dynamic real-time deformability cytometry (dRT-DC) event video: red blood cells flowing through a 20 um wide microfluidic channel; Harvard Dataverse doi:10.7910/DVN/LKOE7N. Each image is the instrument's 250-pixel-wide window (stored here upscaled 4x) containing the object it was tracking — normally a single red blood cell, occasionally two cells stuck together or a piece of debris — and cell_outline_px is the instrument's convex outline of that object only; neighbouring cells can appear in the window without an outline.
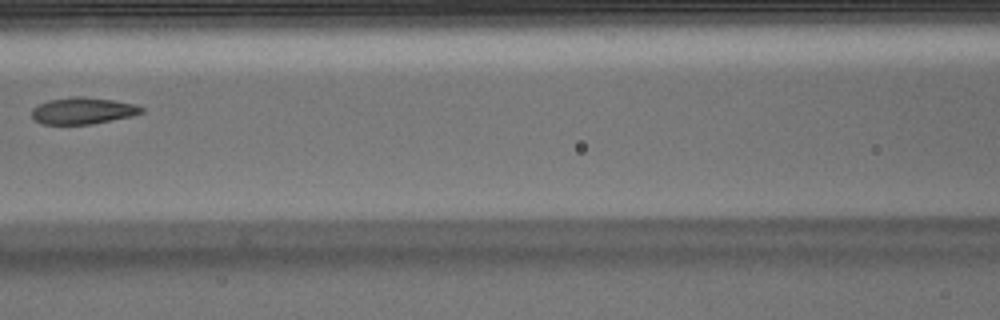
{"species": "Egyptian fruit bat (a non-hibernating species)", "species_latin": "Rousettus aegyptiacus", "temperature_condition": "warm", "stored_images_in_passage": 6, "camera_frame_rate_fps": 3000, "um_per_image_px": 0.085, "animal": {"sex": "male"}, "frame": {"image": 1, "passage_image": 6, "time_ms": 1.667, "image_size_px": [1000, 320], "cell_outline_px": [[144, 112], [132, 116], [92, 124], [40, 124], [32, 120], [32, 108], [36, 104], [48, 100], [72, 96], [84, 96], [112, 100], [136, 104], [144, 108]], "centroid_in_image_um": [7.0, 9.41], "position_along_channel_um": 159.6, "area_um2": 17.34}}